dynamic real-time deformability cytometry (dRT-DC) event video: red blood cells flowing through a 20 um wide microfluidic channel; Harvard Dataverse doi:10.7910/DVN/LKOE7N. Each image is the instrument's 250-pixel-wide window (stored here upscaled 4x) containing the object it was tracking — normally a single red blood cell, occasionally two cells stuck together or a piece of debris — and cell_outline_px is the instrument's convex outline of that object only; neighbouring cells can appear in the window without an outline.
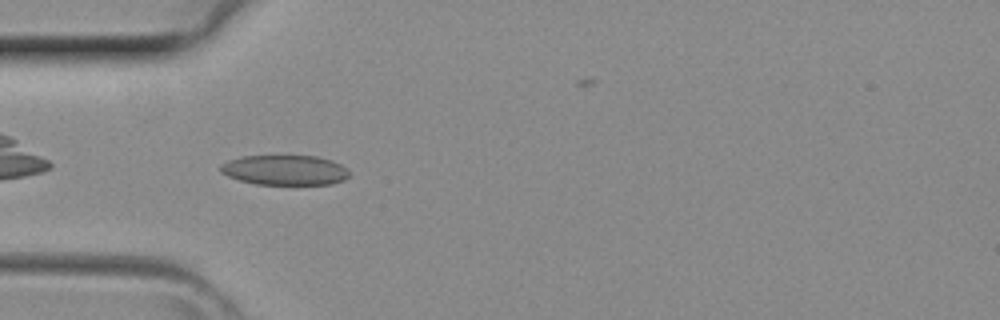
{"species": "common noctule bat (a hibernating species)", "species_latin": "Nyctalus noctula", "temperature_condition": "room temperature", "stored_images_in_passage": 22, "camera_frame_rate_fps": 3000, "um_per_image_px": 0.085, "animal": {"sex": "female", "body_mass_g": 29.2, "forearm_length_mm": 56.3}, "frame": {"image": 1, "passage_image": 1, "time_ms": 0.0, "image_size_px": [1000, 320], "cell_outline_px": [[348, 176], [344, 180], [332, 184], [256, 184], [240, 180], [228, 176], [220, 172], [220, 164], [228, 160], [240, 156], [316, 156], [332, 160], [348, 168]], "centroid_in_image_um": [24.2, 14.45], "position_along_channel_um": 60.8, "area_um2": 22.54}}
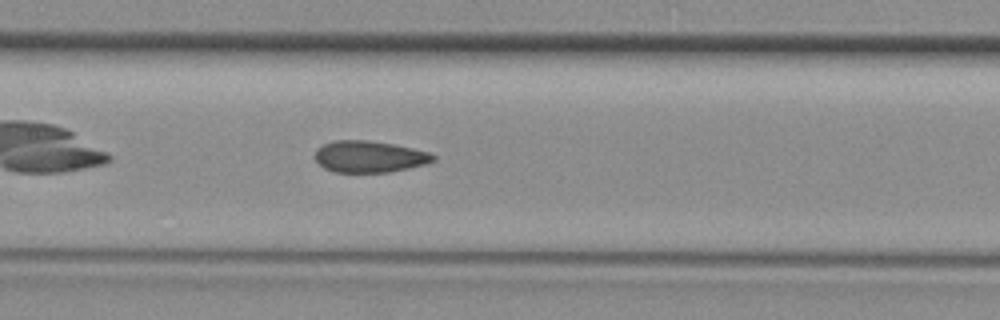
{"frame": {"image": 2, "passage_image": 8, "time_ms": 2.333, "image_size_px": [1000, 320], "cell_outline_px": [[436, 160], [424, 164], [408, 168], [388, 172], [332, 172], [324, 168], [316, 160], [316, 148], [332, 140], [368, 140], [392, 144], [412, 148], [428, 152], [436, 156]], "centroid_in_image_um": [31.38, 13.31], "position_along_channel_um": 176.0, "area_um2": 21.68}}
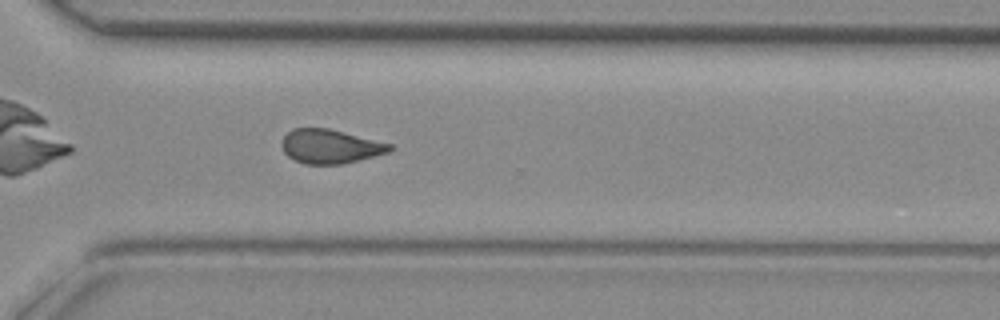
{"frame": {"image": 3, "passage_image": 18, "time_ms": 5.667, "image_size_px": [1000, 320], "cell_outline_px": [[392, 148], [388, 152], [344, 164], [304, 164], [288, 156], [284, 152], [280, 144], [280, 140], [292, 128], [328, 128], [392, 144]], "centroid_in_image_um": [28.02, 12.44], "position_along_channel_um": 342.6, "area_um2": 21.39}}